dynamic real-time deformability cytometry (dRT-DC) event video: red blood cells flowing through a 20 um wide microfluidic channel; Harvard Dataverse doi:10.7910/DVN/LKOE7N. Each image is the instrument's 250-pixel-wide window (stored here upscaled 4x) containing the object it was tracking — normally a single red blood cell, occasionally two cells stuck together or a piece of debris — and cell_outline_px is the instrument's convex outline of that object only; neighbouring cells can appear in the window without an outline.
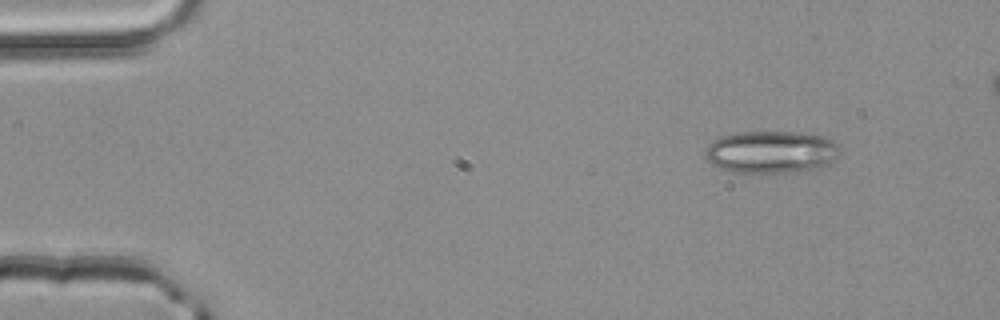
{"species": "common noctule bat (a hibernating species)", "species_latin": "Nyctalus noctula", "temperature_condition": "room temperature", "stored_images_in_passage": 2, "camera_frame_rate_fps": 3000, "um_per_image_px": 0.085, "animal": {"sex": "male", "body_mass_g": 20.4}, "frame": {"image": 1, "passage_image": 2, "time_ms": 0.333, "image_size_px": [1000, 320], "cell_outline_px": [[840, 152], [836, 160], [820, 168], [788, 172], [732, 172], [720, 168], [712, 164], [708, 160], [704, 152], [708, 144], [712, 140], [720, 136], [736, 132], [800, 132], [824, 136], [832, 140], [840, 148]], "centroid_in_image_um": [65.56, 12.91], "position_along_channel_um": 19.4, "area_um2": 33.47}}